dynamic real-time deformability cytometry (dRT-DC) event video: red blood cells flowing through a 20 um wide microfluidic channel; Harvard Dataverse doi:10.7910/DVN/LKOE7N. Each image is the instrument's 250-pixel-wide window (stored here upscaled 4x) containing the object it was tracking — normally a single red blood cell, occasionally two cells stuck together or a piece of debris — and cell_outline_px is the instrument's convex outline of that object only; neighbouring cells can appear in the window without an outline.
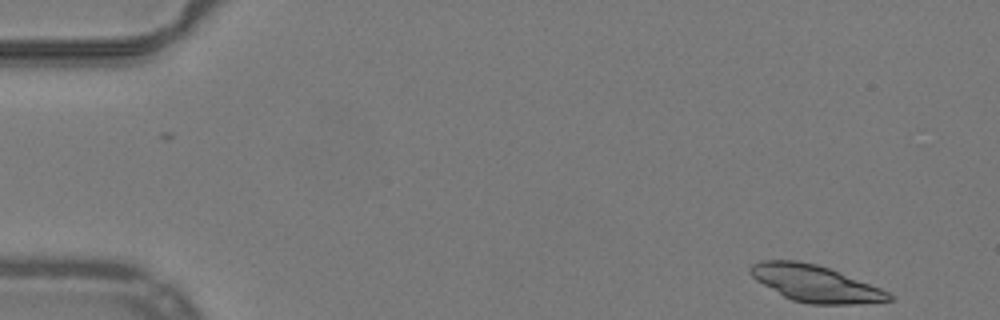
{"species": "common noctule bat (a hibernating species)", "species_latin": "Nyctalus noctula", "temperature_condition": "warm", "stored_images_in_passage": 44, "camera_frame_rate_fps": 3000, "um_per_image_px": 0.085, "animal": {"sex": "male", "body_mass_g": 19.2, "forearm_length_mm": 51.8}, "frame": {"image": 1, "passage_image": 1, "time_ms": 0.0, "image_size_px": [1000, 320], "cell_outline_px": [[892, 300], [856, 304], [808, 304], [792, 300], [784, 296], [756, 280], [748, 272], [748, 268], [752, 264], [760, 260], [796, 260], [816, 264], [828, 268], [880, 288], [888, 292], [892, 296]], "centroid_in_image_um": [69.25, 24.09], "position_along_channel_um": 15.8, "area_um2": 29.25}}
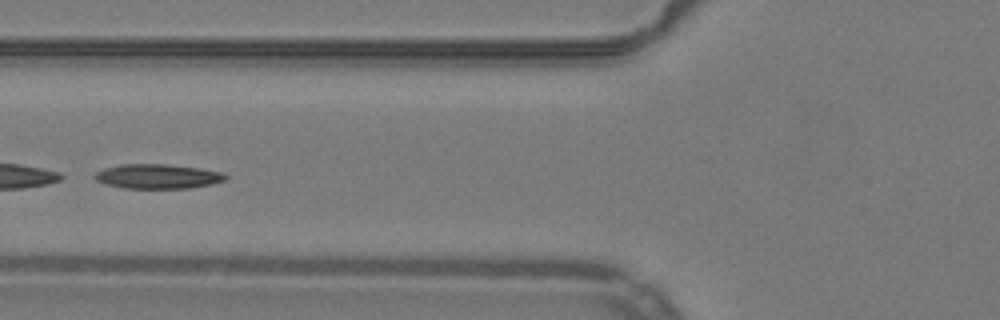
{"frame": {"image": 2, "passage_image": 18, "time_ms": 5.667, "image_size_px": [1000, 320], "cell_outline_px": [[228, 176], [224, 180], [212, 184], [188, 188], [124, 188], [104, 184], [96, 180], [92, 176], [96, 172], [104, 168], [120, 164], [168, 164], [200, 168], [224, 172]], "centroid_in_image_um": [13.39, 14.98], "position_along_channel_um": 112.4, "area_um2": 18.84}}
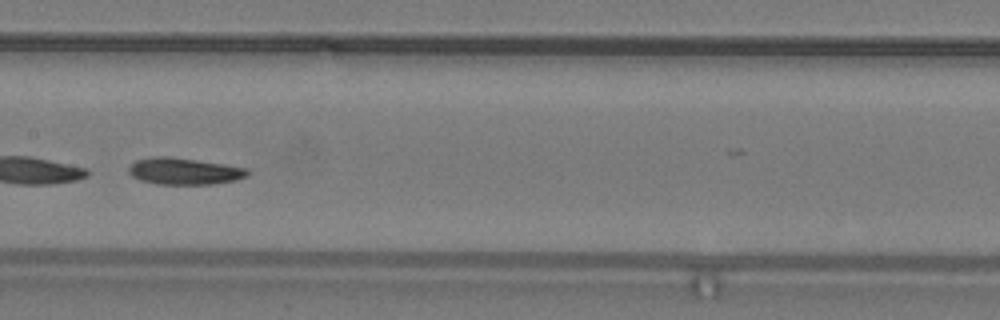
{"frame": {"image": 3, "passage_image": 24, "time_ms": 7.667, "image_size_px": [1000, 320], "cell_outline_px": [[248, 176], [236, 180], [212, 184], [156, 184], [140, 180], [132, 176], [128, 172], [128, 168], [136, 160], [152, 156], [168, 156], [224, 164], [248, 168]], "centroid_in_image_um": [15.64, 14.55], "position_along_channel_um": 191.8, "area_um2": 18.5}, "authors_computed_cell_mechanics": {"area_um2": 19.1896, "velocity_mm_per_s": 3.9463, "shape_relaxation_time_tau1_ms": 6.1987, "shape_relaxation_time_tau2_ms": 3.7742, "deformation_change_tau1": 0.1867, "deformation_change_tau2": 0.0878}}